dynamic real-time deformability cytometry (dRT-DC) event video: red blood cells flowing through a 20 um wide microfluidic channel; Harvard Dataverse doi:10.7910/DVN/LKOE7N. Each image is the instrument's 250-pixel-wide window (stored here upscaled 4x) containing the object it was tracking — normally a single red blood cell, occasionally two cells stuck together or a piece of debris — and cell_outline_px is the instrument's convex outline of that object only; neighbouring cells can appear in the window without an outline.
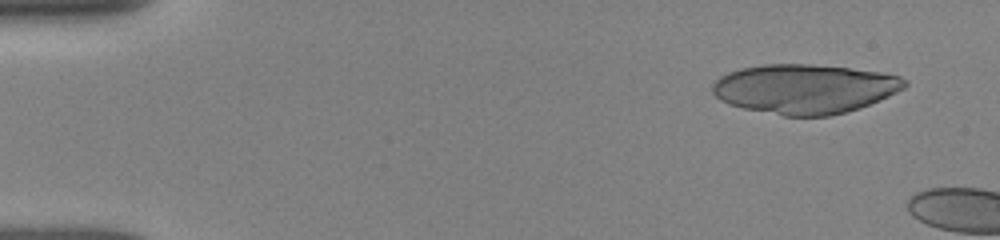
{"species": "human", "species_latin": "Homo sapiens", "temperature_condition": "room temperature", "stored_images_in_passage": 8, "camera_frame_rate_fps": 3000, "um_per_image_px": 0.085, "donor": {"sex": "female"}, "frame": {"image": 1, "passage_image": 4, "time_ms": 1.0, "image_size_px": [1000, 240], "cell_outline_px": [[908, 84], [904, 88], [888, 96], [860, 108], [828, 116], [784, 116], [744, 108], [720, 100], [712, 92], [712, 84], [720, 76], [728, 72], [740, 68], [764, 64], [812, 64], [848, 68], [880, 72], [900, 76], [908, 80]], "centroid_in_image_um": [68.39, 7.54], "position_along_channel_um": 16.6, "area_um2": 55.31}}